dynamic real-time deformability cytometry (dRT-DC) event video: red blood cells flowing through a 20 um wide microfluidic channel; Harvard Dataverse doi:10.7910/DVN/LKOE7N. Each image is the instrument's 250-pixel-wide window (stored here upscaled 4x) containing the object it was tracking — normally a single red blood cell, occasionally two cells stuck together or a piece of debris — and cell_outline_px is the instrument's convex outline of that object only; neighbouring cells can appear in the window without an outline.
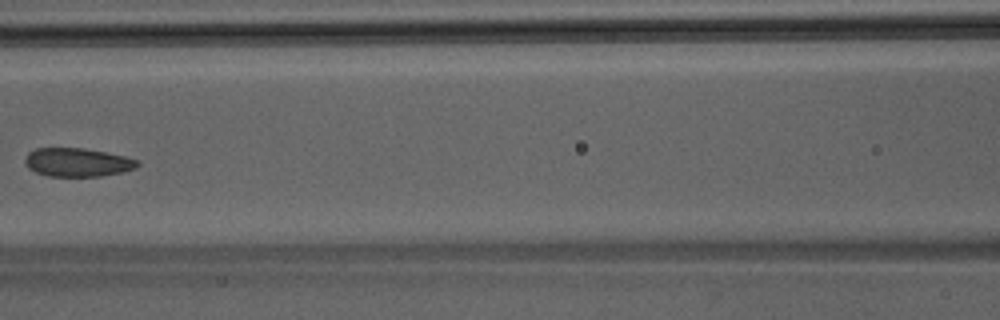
{"species": "Egyptian fruit bat (a non-hibernating species)", "species_latin": "Rousettus aegyptiacus", "temperature_condition": "room temperature", "stored_images_in_passage": 7, "camera_frame_rate_fps": 3000, "um_per_image_px": 0.085, "animal": {"sex": "male"}, "frame": {"image": 1, "passage_image": 7, "time_ms": 2.0, "image_size_px": [1000, 320], "cell_outline_px": [[140, 164], [136, 168], [124, 172], [100, 176], [48, 176], [36, 172], [28, 168], [24, 164], [24, 160], [28, 152], [36, 148], [84, 148], [124, 156], [140, 160]], "centroid_in_image_um": [6.59, 13.8], "position_along_channel_um": 160.0, "area_um2": 18.84}}